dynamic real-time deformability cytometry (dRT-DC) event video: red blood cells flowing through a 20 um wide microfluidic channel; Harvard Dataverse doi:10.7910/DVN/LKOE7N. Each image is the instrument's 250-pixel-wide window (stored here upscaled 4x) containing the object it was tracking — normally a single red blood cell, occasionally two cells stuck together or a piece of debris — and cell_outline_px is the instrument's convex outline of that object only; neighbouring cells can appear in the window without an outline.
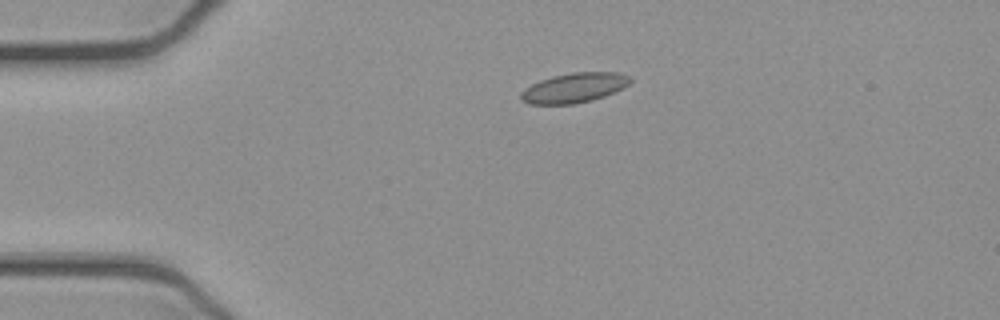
{"species": "common noctule bat (a hibernating species)", "species_latin": "Nyctalus noctula", "temperature_condition": "cold", "stored_images_in_passage": 42, "camera_frame_rate_fps": 3000, "um_per_image_px": 0.085, "animal": {"sex": "female", "body_mass_g": 21.9}, "frame": {"image": 1, "passage_image": 1, "time_ms": 0.0, "image_size_px": [1000, 320], "cell_outline_px": [[632, 80], [624, 88], [604, 96], [592, 100], [572, 104], [528, 104], [520, 100], [520, 92], [524, 88], [540, 80], [552, 76], [572, 72], [620, 72], [632, 76]], "centroid_in_image_um": [48.81, 7.45], "position_along_channel_um": 36.2, "area_um2": 19.19}}
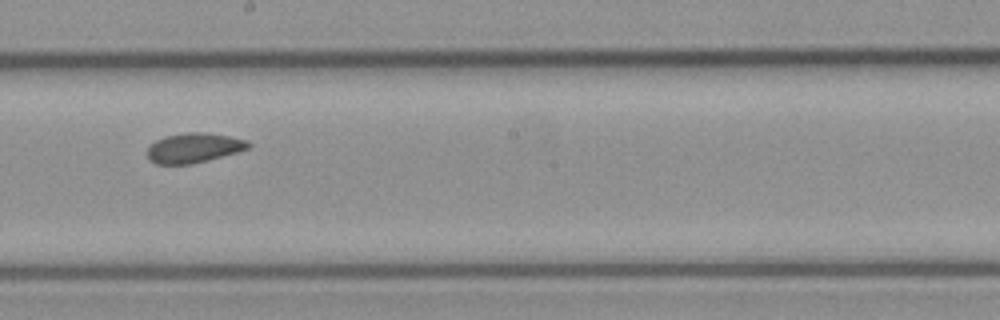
{"frame": {"image": 2, "passage_image": 19, "time_ms": 6.0, "image_size_px": [1000, 320], "cell_outline_px": [[252, 144], [248, 148], [236, 152], [208, 160], [192, 164], [156, 164], [148, 160], [148, 148], [156, 140], [164, 136], [188, 132], [204, 132], [228, 136], [248, 140]], "centroid_in_image_um": [16.47, 12.57], "position_along_channel_um": 231.7, "area_um2": 17.46}}
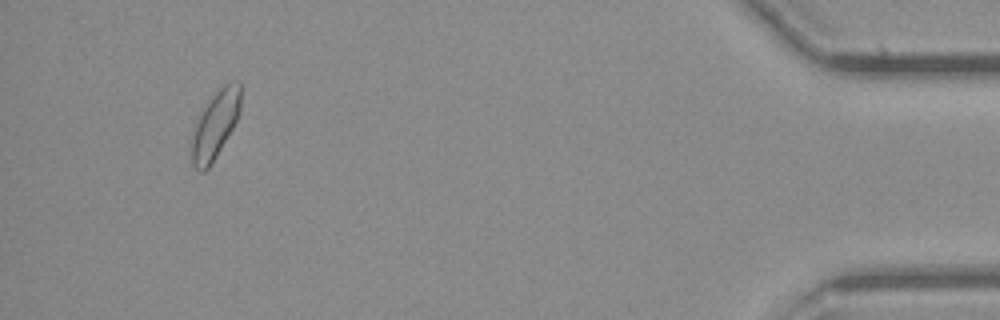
{"frame": {"image": 3, "passage_image": 39, "time_ms": 12.667, "image_size_px": [1000, 320], "cell_outline_px": [[240, 108], [236, 120], [232, 128], [216, 156], [208, 168], [204, 172], [200, 172], [192, 164], [192, 128], [208, 96], [220, 84], [228, 80], [240, 80]], "centroid_in_image_um": [18.27, 10.49], "position_along_channel_um": 416.9, "area_um2": 19.83}, "authors_computed_cell_mechanics": {"area_um2": 17.9758, "velocity_mm_per_s": 3.8831, "shape_relaxation_time_tau1_ms": null, "shape_relaxation_time_tau2_ms": 2.407, "deformation_change_tau1": null, "deformation_change_tau2": 0.048}}